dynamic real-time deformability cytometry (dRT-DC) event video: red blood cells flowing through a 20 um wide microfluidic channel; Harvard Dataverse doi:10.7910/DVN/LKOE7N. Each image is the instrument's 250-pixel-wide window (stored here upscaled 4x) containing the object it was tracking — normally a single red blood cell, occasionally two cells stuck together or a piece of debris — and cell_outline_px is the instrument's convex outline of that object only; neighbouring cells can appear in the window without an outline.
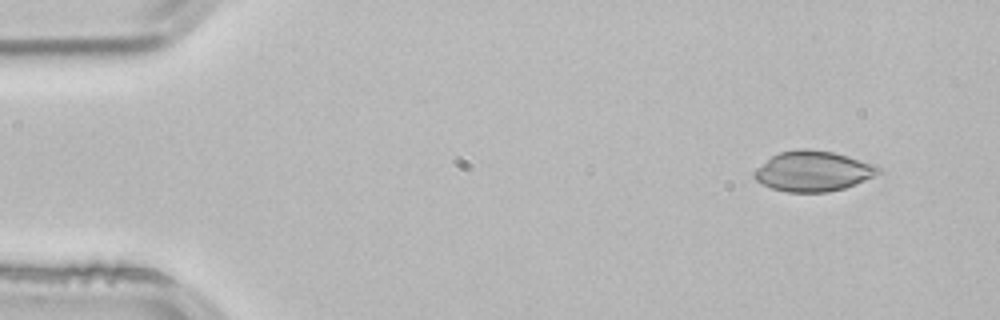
{"species": "common noctule bat (a hibernating species)", "species_latin": "Nyctalus noctula", "temperature_condition": "room temperature", "stored_images_in_passage": 3, "camera_frame_rate_fps": 3000, "um_per_image_px": 0.085, "animal": {"sex": "male", "body_mass_g": 21.5, "forearm_length_mm": 52.0}, "frame": {"image": 1, "passage_image": 1, "time_ms": 0.0, "image_size_px": [1000, 320], "cell_outline_px": [[880, 172], [864, 180], [844, 188], [828, 192], [788, 192], [772, 188], [756, 180], [752, 176], [752, 172], [756, 168], [772, 156], [780, 152], [800, 148], [804, 148], [832, 152], [848, 156], [876, 164], [880, 168]], "centroid_in_image_um": [69.09, 14.54], "position_along_channel_um": 15.9, "area_um2": 28.96}}
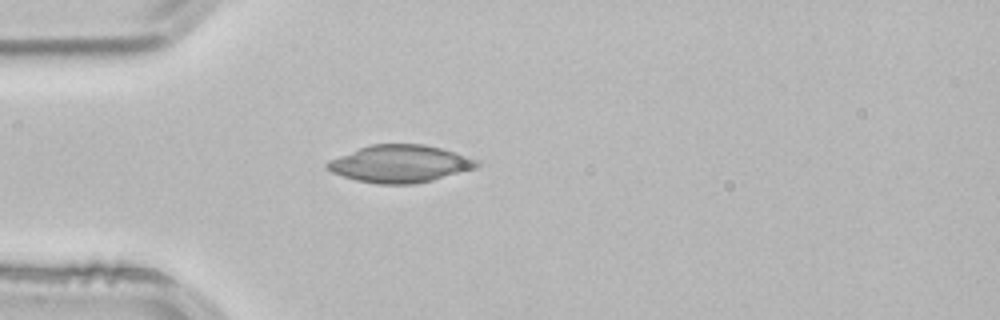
{"frame": {"image": 2, "passage_image": 3, "time_ms": 0.667, "image_size_px": [1000, 320], "cell_outline_px": [[480, 164], [476, 168], [432, 180], [416, 184], [380, 184], [356, 180], [332, 172], [324, 164], [328, 160], [360, 148], [372, 144], [424, 144], [440, 148], [468, 156], [476, 160]], "centroid_in_image_um": [34.0, 13.92], "position_along_channel_um": 51.0, "area_um2": 32.31}}